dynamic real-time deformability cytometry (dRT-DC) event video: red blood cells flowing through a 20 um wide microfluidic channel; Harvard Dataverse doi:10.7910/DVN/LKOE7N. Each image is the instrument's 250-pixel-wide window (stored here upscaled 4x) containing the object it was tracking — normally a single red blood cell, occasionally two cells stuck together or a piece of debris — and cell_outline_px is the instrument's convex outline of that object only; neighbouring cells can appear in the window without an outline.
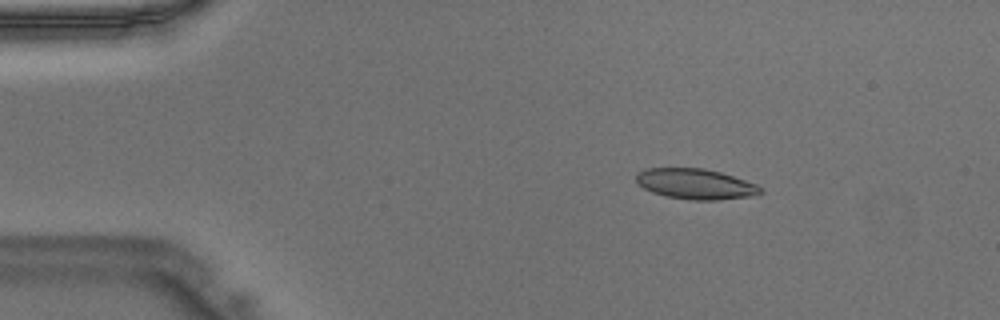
{"species": "Egyptian fruit bat (a non-hibernating species)", "species_latin": "Rousettus aegyptiacus", "temperature_condition": "warm", "stored_images_in_passage": 10, "camera_frame_rate_fps": 3000, "um_per_image_px": 0.085, "animal": {"sex": "male"}, "frame": {"image": 1, "passage_image": 2, "time_ms": 0.333, "image_size_px": [1000, 320], "cell_outline_px": [[764, 192], [752, 196], [716, 200], [692, 200], [668, 196], [652, 192], [644, 188], [636, 180], [636, 176], [640, 172], [648, 168], [704, 168], [720, 172], [756, 184]], "centroid_in_image_um": [59.14, 15.64], "position_along_channel_um": 25.9, "area_um2": 21.73}}